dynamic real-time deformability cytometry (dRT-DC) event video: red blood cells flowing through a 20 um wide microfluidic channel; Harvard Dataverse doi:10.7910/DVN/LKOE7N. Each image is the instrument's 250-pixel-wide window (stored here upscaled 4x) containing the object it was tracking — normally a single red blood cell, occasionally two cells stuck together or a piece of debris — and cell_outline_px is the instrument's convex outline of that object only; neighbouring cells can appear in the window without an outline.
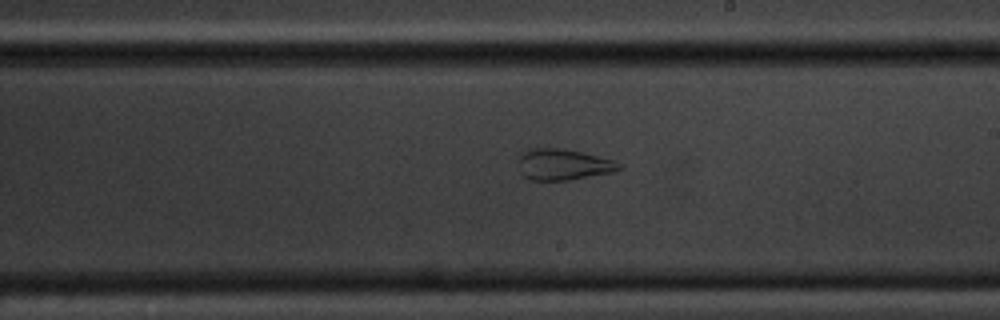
{"species": "common noctule bat (a hibernating species)", "species_latin": "Nyctalus noctula", "temperature_condition": "cold", "stored_images_in_passage": 16, "camera_frame_rate_fps": 3000, "um_per_image_px": 0.085, "animal": {"sex": "male", "body_mass_g": 20.1, "forearm_length_mm": 53.5}, "frame": {"image": 1, "passage_image": 10, "time_ms": 11.333, "image_size_px": [1000, 320], "cell_outline_px": [[624, 168], [616, 172], [568, 180], [528, 180], [520, 172], [520, 152], [528, 148], [564, 148], [612, 160], [624, 164]], "centroid_in_image_um": [47.9, 13.98], "position_along_channel_um": 241.1, "area_um2": 18.44}}
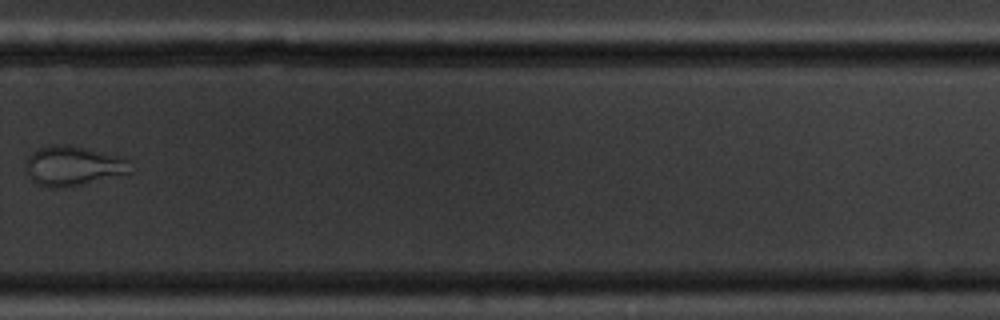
{"frame": {"image": 2, "passage_image": 12, "time_ms": 13.667, "image_size_px": [1000, 320], "cell_outline_px": [[132, 172], [80, 184], [56, 188], [48, 188], [36, 184], [28, 176], [24, 168], [24, 164], [28, 156], [32, 152], [48, 144], [68, 144], [124, 156], [132, 160]], "centroid_in_image_um": [6.22, 14.07], "position_along_channel_um": 323.6, "area_um2": 24.68}}